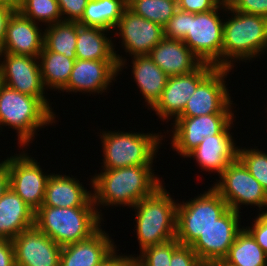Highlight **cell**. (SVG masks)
Returning <instances> with one entry per match:
<instances>
[{
  "instance_id": "4fadbf2b",
  "label": "cell",
  "mask_w": 267,
  "mask_h": 266,
  "mask_svg": "<svg viewBox=\"0 0 267 266\" xmlns=\"http://www.w3.org/2000/svg\"><path fill=\"white\" fill-rule=\"evenodd\" d=\"M234 114H209L197 117H177L173 122L172 147L184 158L204 137L220 134L231 122Z\"/></svg>"
},
{
  "instance_id": "1f68e13d",
  "label": "cell",
  "mask_w": 267,
  "mask_h": 266,
  "mask_svg": "<svg viewBox=\"0 0 267 266\" xmlns=\"http://www.w3.org/2000/svg\"><path fill=\"white\" fill-rule=\"evenodd\" d=\"M19 12L35 23L51 25L63 21L57 0H23Z\"/></svg>"
},
{
  "instance_id": "cb8c5ba5",
  "label": "cell",
  "mask_w": 267,
  "mask_h": 266,
  "mask_svg": "<svg viewBox=\"0 0 267 266\" xmlns=\"http://www.w3.org/2000/svg\"><path fill=\"white\" fill-rule=\"evenodd\" d=\"M35 226V211L9 188L0 197V239L12 240Z\"/></svg>"
},
{
  "instance_id": "8fae6325",
  "label": "cell",
  "mask_w": 267,
  "mask_h": 266,
  "mask_svg": "<svg viewBox=\"0 0 267 266\" xmlns=\"http://www.w3.org/2000/svg\"><path fill=\"white\" fill-rule=\"evenodd\" d=\"M230 68L216 67L196 88L178 117H197L209 114L232 113L231 97L225 86ZM228 73V74H227Z\"/></svg>"
},
{
  "instance_id": "5bb4252c",
  "label": "cell",
  "mask_w": 267,
  "mask_h": 266,
  "mask_svg": "<svg viewBox=\"0 0 267 266\" xmlns=\"http://www.w3.org/2000/svg\"><path fill=\"white\" fill-rule=\"evenodd\" d=\"M216 68L202 63L196 70L183 75L169 76L160 99L151 108L160 119L177 118L184 110L197 86Z\"/></svg>"
},
{
  "instance_id": "b9f144b4",
  "label": "cell",
  "mask_w": 267,
  "mask_h": 266,
  "mask_svg": "<svg viewBox=\"0 0 267 266\" xmlns=\"http://www.w3.org/2000/svg\"><path fill=\"white\" fill-rule=\"evenodd\" d=\"M115 249L100 265L98 266H131L134 263L132 256L117 255Z\"/></svg>"
},
{
  "instance_id": "bcb514c9",
  "label": "cell",
  "mask_w": 267,
  "mask_h": 266,
  "mask_svg": "<svg viewBox=\"0 0 267 266\" xmlns=\"http://www.w3.org/2000/svg\"><path fill=\"white\" fill-rule=\"evenodd\" d=\"M205 266H229L223 261H213L210 263L205 264Z\"/></svg>"
},
{
  "instance_id": "2e32d148",
  "label": "cell",
  "mask_w": 267,
  "mask_h": 266,
  "mask_svg": "<svg viewBox=\"0 0 267 266\" xmlns=\"http://www.w3.org/2000/svg\"><path fill=\"white\" fill-rule=\"evenodd\" d=\"M16 266H59L62 247L36 226L11 240Z\"/></svg>"
},
{
  "instance_id": "7bdbcfd3",
  "label": "cell",
  "mask_w": 267,
  "mask_h": 266,
  "mask_svg": "<svg viewBox=\"0 0 267 266\" xmlns=\"http://www.w3.org/2000/svg\"><path fill=\"white\" fill-rule=\"evenodd\" d=\"M14 12L13 9L0 5V52L5 39L8 21Z\"/></svg>"
},
{
  "instance_id": "7c38bea8",
  "label": "cell",
  "mask_w": 267,
  "mask_h": 266,
  "mask_svg": "<svg viewBox=\"0 0 267 266\" xmlns=\"http://www.w3.org/2000/svg\"><path fill=\"white\" fill-rule=\"evenodd\" d=\"M10 176V188L35 212L42 206L49 175L26 153L4 160Z\"/></svg>"
},
{
  "instance_id": "9c48e42d",
  "label": "cell",
  "mask_w": 267,
  "mask_h": 266,
  "mask_svg": "<svg viewBox=\"0 0 267 266\" xmlns=\"http://www.w3.org/2000/svg\"><path fill=\"white\" fill-rule=\"evenodd\" d=\"M214 186L228 207L240 212V205H255L260 209L267 207V192L246 166L237 157L229 163ZM241 203V204H240Z\"/></svg>"
},
{
  "instance_id": "7402d4cb",
  "label": "cell",
  "mask_w": 267,
  "mask_h": 266,
  "mask_svg": "<svg viewBox=\"0 0 267 266\" xmlns=\"http://www.w3.org/2000/svg\"><path fill=\"white\" fill-rule=\"evenodd\" d=\"M167 75H183L196 70L202 61L178 39L164 38L148 54Z\"/></svg>"
},
{
  "instance_id": "5b68a950",
  "label": "cell",
  "mask_w": 267,
  "mask_h": 266,
  "mask_svg": "<svg viewBox=\"0 0 267 266\" xmlns=\"http://www.w3.org/2000/svg\"><path fill=\"white\" fill-rule=\"evenodd\" d=\"M53 114L37 97L22 94L0 82V127H13L20 146L29 145L35 131L55 123Z\"/></svg>"
},
{
  "instance_id": "ba28073f",
  "label": "cell",
  "mask_w": 267,
  "mask_h": 266,
  "mask_svg": "<svg viewBox=\"0 0 267 266\" xmlns=\"http://www.w3.org/2000/svg\"><path fill=\"white\" fill-rule=\"evenodd\" d=\"M218 9L227 11V3L221 2L215 9L207 12H189L188 33L182 41L202 63L222 68L224 22L218 15Z\"/></svg>"
},
{
  "instance_id": "d4e9b609",
  "label": "cell",
  "mask_w": 267,
  "mask_h": 266,
  "mask_svg": "<svg viewBox=\"0 0 267 266\" xmlns=\"http://www.w3.org/2000/svg\"><path fill=\"white\" fill-rule=\"evenodd\" d=\"M107 31L98 27L83 26L77 22L76 57L82 60H117L118 71H121L126 61L116 54L109 37L104 36Z\"/></svg>"
},
{
  "instance_id": "52a82bcc",
  "label": "cell",
  "mask_w": 267,
  "mask_h": 266,
  "mask_svg": "<svg viewBox=\"0 0 267 266\" xmlns=\"http://www.w3.org/2000/svg\"><path fill=\"white\" fill-rule=\"evenodd\" d=\"M228 209L226 201L213 187L191 201L178 203L175 239L191 246Z\"/></svg>"
},
{
  "instance_id": "9a60e30c",
  "label": "cell",
  "mask_w": 267,
  "mask_h": 266,
  "mask_svg": "<svg viewBox=\"0 0 267 266\" xmlns=\"http://www.w3.org/2000/svg\"><path fill=\"white\" fill-rule=\"evenodd\" d=\"M229 208L191 245L198 258L204 263L223 261L236 239L240 228V214Z\"/></svg>"
},
{
  "instance_id": "f35d334b",
  "label": "cell",
  "mask_w": 267,
  "mask_h": 266,
  "mask_svg": "<svg viewBox=\"0 0 267 266\" xmlns=\"http://www.w3.org/2000/svg\"><path fill=\"white\" fill-rule=\"evenodd\" d=\"M267 254V211L259 213L252 227L245 228Z\"/></svg>"
},
{
  "instance_id": "e0dca14e",
  "label": "cell",
  "mask_w": 267,
  "mask_h": 266,
  "mask_svg": "<svg viewBox=\"0 0 267 266\" xmlns=\"http://www.w3.org/2000/svg\"><path fill=\"white\" fill-rule=\"evenodd\" d=\"M116 27L119 33L115 35L122 37V46L133 57L148 55L154 46L165 38L164 27L136 15L128 7Z\"/></svg>"
},
{
  "instance_id": "f6af8a7d",
  "label": "cell",
  "mask_w": 267,
  "mask_h": 266,
  "mask_svg": "<svg viewBox=\"0 0 267 266\" xmlns=\"http://www.w3.org/2000/svg\"><path fill=\"white\" fill-rule=\"evenodd\" d=\"M23 0H0V5L7 6L14 11H19Z\"/></svg>"
},
{
  "instance_id": "ac0fdd59",
  "label": "cell",
  "mask_w": 267,
  "mask_h": 266,
  "mask_svg": "<svg viewBox=\"0 0 267 266\" xmlns=\"http://www.w3.org/2000/svg\"><path fill=\"white\" fill-rule=\"evenodd\" d=\"M117 60L76 59L67 85L61 90L66 92H104L118 74Z\"/></svg>"
},
{
  "instance_id": "277c9868",
  "label": "cell",
  "mask_w": 267,
  "mask_h": 266,
  "mask_svg": "<svg viewBox=\"0 0 267 266\" xmlns=\"http://www.w3.org/2000/svg\"><path fill=\"white\" fill-rule=\"evenodd\" d=\"M177 205L162 185L133 206L137 210L136 232L140 251L175 239Z\"/></svg>"
},
{
  "instance_id": "836d02e7",
  "label": "cell",
  "mask_w": 267,
  "mask_h": 266,
  "mask_svg": "<svg viewBox=\"0 0 267 266\" xmlns=\"http://www.w3.org/2000/svg\"><path fill=\"white\" fill-rule=\"evenodd\" d=\"M237 157L267 192V154L259 149L238 148Z\"/></svg>"
},
{
  "instance_id": "f1b7e54d",
  "label": "cell",
  "mask_w": 267,
  "mask_h": 266,
  "mask_svg": "<svg viewBox=\"0 0 267 266\" xmlns=\"http://www.w3.org/2000/svg\"><path fill=\"white\" fill-rule=\"evenodd\" d=\"M39 59L45 88L62 90L68 83L75 60L64 54L49 51L45 46L39 54Z\"/></svg>"
},
{
  "instance_id": "8d00e7d4",
  "label": "cell",
  "mask_w": 267,
  "mask_h": 266,
  "mask_svg": "<svg viewBox=\"0 0 267 266\" xmlns=\"http://www.w3.org/2000/svg\"><path fill=\"white\" fill-rule=\"evenodd\" d=\"M89 0H57L64 22H79Z\"/></svg>"
},
{
  "instance_id": "44dd1931",
  "label": "cell",
  "mask_w": 267,
  "mask_h": 266,
  "mask_svg": "<svg viewBox=\"0 0 267 266\" xmlns=\"http://www.w3.org/2000/svg\"><path fill=\"white\" fill-rule=\"evenodd\" d=\"M113 244L100 228L88 239L62 246L59 266H98L115 250Z\"/></svg>"
},
{
  "instance_id": "74e56055",
  "label": "cell",
  "mask_w": 267,
  "mask_h": 266,
  "mask_svg": "<svg viewBox=\"0 0 267 266\" xmlns=\"http://www.w3.org/2000/svg\"><path fill=\"white\" fill-rule=\"evenodd\" d=\"M227 4L234 11L267 18V0H229Z\"/></svg>"
},
{
  "instance_id": "603a6c76",
  "label": "cell",
  "mask_w": 267,
  "mask_h": 266,
  "mask_svg": "<svg viewBox=\"0 0 267 266\" xmlns=\"http://www.w3.org/2000/svg\"><path fill=\"white\" fill-rule=\"evenodd\" d=\"M42 206L58 208L96 207L93 193L85 190L79 180L55 173L50 174L48 178Z\"/></svg>"
},
{
  "instance_id": "e575fe53",
  "label": "cell",
  "mask_w": 267,
  "mask_h": 266,
  "mask_svg": "<svg viewBox=\"0 0 267 266\" xmlns=\"http://www.w3.org/2000/svg\"><path fill=\"white\" fill-rule=\"evenodd\" d=\"M189 12L177 9L164 26V36L169 39L183 40L188 33Z\"/></svg>"
},
{
  "instance_id": "30bf717a",
  "label": "cell",
  "mask_w": 267,
  "mask_h": 266,
  "mask_svg": "<svg viewBox=\"0 0 267 266\" xmlns=\"http://www.w3.org/2000/svg\"><path fill=\"white\" fill-rule=\"evenodd\" d=\"M0 82L22 94L37 97L53 114L45 95L39 57L0 52ZM39 60V61H38Z\"/></svg>"
},
{
  "instance_id": "ab89813d",
  "label": "cell",
  "mask_w": 267,
  "mask_h": 266,
  "mask_svg": "<svg viewBox=\"0 0 267 266\" xmlns=\"http://www.w3.org/2000/svg\"><path fill=\"white\" fill-rule=\"evenodd\" d=\"M221 0H177L178 9L190 13H201L215 9Z\"/></svg>"
},
{
  "instance_id": "f546056e",
  "label": "cell",
  "mask_w": 267,
  "mask_h": 266,
  "mask_svg": "<svg viewBox=\"0 0 267 266\" xmlns=\"http://www.w3.org/2000/svg\"><path fill=\"white\" fill-rule=\"evenodd\" d=\"M77 22H59L44 30V46L52 52L76 60Z\"/></svg>"
},
{
  "instance_id": "d6986e66",
  "label": "cell",
  "mask_w": 267,
  "mask_h": 266,
  "mask_svg": "<svg viewBox=\"0 0 267 266\" xmlns=\"http://www.w3.org/2000/svg\"><path fill=\"white\" fill-rule=\"evenodd\" d=\"M38 24L15 11L10 17L1 52L39 57L44 47V32Z\"/></svg>"
},
{
  "instance_id": "83f0119b",
  "label": "cell",
  "mask_w": 267,
  "mask_h": 266,
  "mask_svg": "<svg viewBox=\"0 0 267 266\" xmlns=\"http://www.w3.org/2000/svg\"><path fill=\"white\" fill-rule=\"evenodd\" d=\"M223 262L229 266H267V254L243 227Z\"/></svg>"
},
{
  "instance_id": "ffe728a7",
  "label": "cell",
  "mask_w": 267,
  "mask_h": 266,
  "mask_svg": "<svg viewBox=\"0 0 267 266\" xmlns=\"http://www.w3.org/2000/svg\"><path fill=\"white\" fill-rule=\"evenodd\" d=\"M231 122L220 134L204 137L186 157L195 158L201 169L217 172L220 176L229 163L238 156V147L229 132Z\"/></svg>"
},
{
  "instance_id": "4dcf8cb0",
  "label": "cell",
  "mask_w": 267,
  "mask_h": 266,
  "mask_svg": "<svg viewBox=\"0 0 267 266\" xmlns=\"http://www.w3.org/2000/svg\"><path fill=\"white\" fill-rule=\"evenodd\" d=\"M127 7L136 15L162 27L178 9L177 1L174 0H127Z\"/></svg>"
},
{
  "instance_id": "484cf974",
  "label": "cell",
  "mask_w": 267,
  "mask_h": 266,
  "mask_svg": "<svg viewBox=\"0 0 267 266\" xmlns=\"http://www.w3.org/2000/svg\"><path fill=\"white\" fill-rule=\"evenodd\" d=\"M132 74L145 102L152 108L160 99L166 86L167 76L149 55L133 57Z\"/></svg>"
},
{
  "instance_id": "3957f363",
  "label": "cell",
  "mask_w": 267,
  "mask_h": 266,
  "mask_svg": "<svg viewBox=\"0 0 267 266\" xmlns=\"http://www.w3.org/2000/svg\"><path fill=\"white\" fill-rule=\"evenodd\" d=\"M227 10L233 17L223 25L222 68L232 69V59L250 60L267 50V18L234 11L228 4Z\"/></svg>"
},
{
  "instance_id": "6da1fadb",
  "label": "cell",
  "mask_w": 267,
  "mask_h": 266,
  "mask_svg": "<svg viewBox=\"0 0 267 266\" xmlns=\"http://www.w3.org/2000/svg\"><path fill=\"white\" fill-rule=\"evenodd\" d=\"M103 171L91 180L95 206L133 207L162 186L161 179L159 180L152 171V165L103 169Z\"/></svg>"
},
{
  "instance_id": "ee69618b",
  "label": "cell",
  "mask_w": 267,
  "mask_h": 266,
  "mask_svg": "<svg viewBox=\"0 0 267 266\" xmlns=\"http://www.w3.org/2000/svg\"><path fill=\"white\" fill-rule=\"evenodd\" d=\"M10 188V176L7 163L0 162V197Z\"/></svg>"
},
{
  "instance_id": "4316f807",
  "label": "cell",
  "mask_w": 267,
  "mask_h": 266,
  "mask_svg": "<svg viewBox=\"0 0 267 266\" xmlns=\"http://www.w3.org/2000/svg\"><path fill=\"white\" fill-rule=\"evenodd\" d=\"M127 8V0H89L78 22L83 26L98 27L110 31L116 28Z\"/></svg>"
},
{
  "instance_id": "60d3db41",
  "label": "cell",
  "mask_w": 267,
  "mask_h": 266,
  "mask_svg": "<svg viewBox=\"0 0 267 266\" xmlns=\"http://www.w3.org/2000/svg\"><path fill=\"white\" fill-rule=\"evenodd\" d=\"M0 266H16L11 240L0 239Z\"/></svg>"
},
{
  "instance_id": "8992f818",
  "label": "cell",
  "mask_w": 267,
  "mask_h": 266,
  "mask_svg": "<svg viewBox=\"0 0 267 266\" xmlns=\"http://www.w3.org/2000/svg\"><path fill=\"white\" fill-rule=\"evenodd\" d=\"M106 132L100 134L104 155L103 169L152 165L163 137L158 133Z\"/></svg>"
},
{
  "instance_id": "d590c367",
  "label": "cell",
  "mask_w": 267,
  "mask_h": 266,
  "mask_svg": "<svg viewBox=\"0 0 267 266\" xmlns=\"http://www.w3.org/2000/svg\"><path fill=\"white\" fill-rule=\"evenodd\" d=\"M170 266H205V264L191 246L180 244L173 251Z\"/></svg>"
},
{
  "instance_id": "7a4b0ae2",
  "label": "cell",
  "mask_w": 267,
  "mask_h": 266,
  "mask_svg": "<svg viewBox=\"0 0 267 266\" xmlns=\"http://www.w3.org/2000/svg\"><path fill=\"white\" fill-rule=\"evenodd\" d=\"M96 208L41 206L35 212V226L61 247L77 243L101 228L102 215Z\"/></svg>"
},
{
  "instance_id": "d6a6232c",
  "label": "cell",
  "mask_w": 267,
  "mask_h": 266,
  "mask_svg": "<svg viewBox=\"0 0 267 266\" xmlns=\"http://www.w3.org/2000/svg\"><path fill=\"white\" fill-rule=\"evenodd\" d=\"M180 245L176 239L161 244L149 246L140 252L141 256L134 257L138 266H170L173 251Z\"/></svg>"
}]
</instances>
